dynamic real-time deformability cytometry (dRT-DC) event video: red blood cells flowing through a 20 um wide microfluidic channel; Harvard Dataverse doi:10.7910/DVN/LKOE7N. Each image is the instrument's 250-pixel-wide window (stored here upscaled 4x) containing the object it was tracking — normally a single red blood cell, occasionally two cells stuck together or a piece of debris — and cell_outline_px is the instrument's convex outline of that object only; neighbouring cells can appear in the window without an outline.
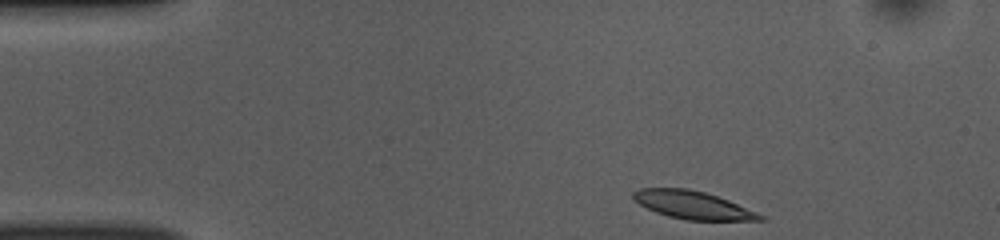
{"species": "common noctule bat (a hibernating species)", "species_latin": "Nyctalus noctula", "temperature_condition": "room temperature", "stored_images_in_passage": 45, "camera_frame_rate_fps": 3000, "um_per_image_px": 0.085, "animal": {"sex": "female", "body_mass_g": 10.0, "forearm_length_mm": 53.1}, "frame": {"image": 1, "passage_image": 1, "time_ms": 0.0, "image_size_px": [1000, 240], "cell_outline_px": [[768, 220], [684, 220], [668, 216], [656, 212], [632, 200], [632, 192], [640, 188], [688, 188], [704, 192], [728, 200], [756, 212], [764, 216]], "centroid_in_image_um": [58.85, 17.42], "position_along_channel_um": 26.1, "area_um2": 20.52}}
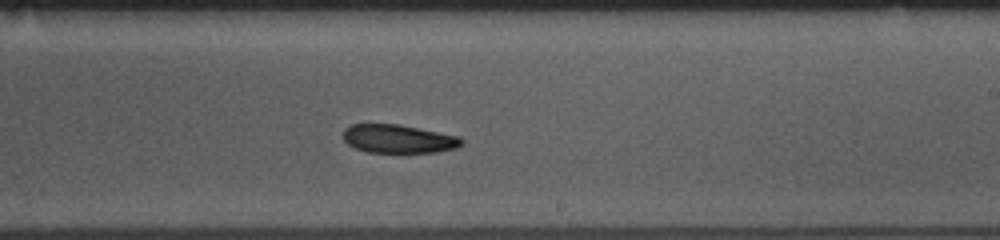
{"frame": {"image": 2, "passage_image": 24, "time_ms": 7.667, "image_size_px": [1000, 240], "cell_outline_px": [[464, 144], [456, 148], [436, 152], [368, 152], [356, 148], [348, 144], [344, 140], [344, 128], [352, 124], [396, 124], [460, 136], [464, 140]], "centroid_in_image_um": [33.89, 11.8], "position_along_channel_um": 255.1, "area_um2": 19.54}}
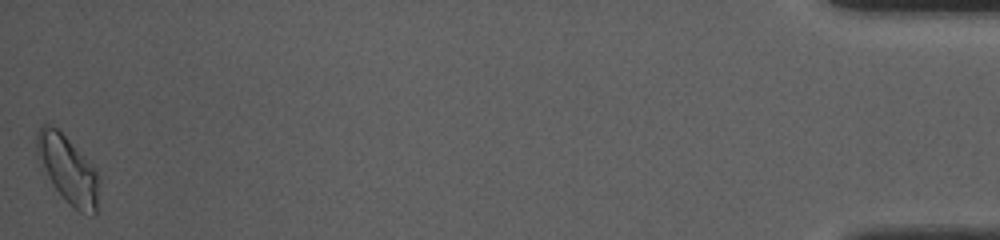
{"frame": {"image": 3, "passage_image": 45, "time_ms": 14.667, "image_size_px": [1000, 240], "cell_outline_px": [[96, 216], [80, 212], [68, 204], [56, 188], [48, 176], [36, 156], [36, 132], [44, 124], [48, 124], [56, 128], [68, 140], [96, 172]], "centroid_in_image_um": [5.7, 14.41], "position_along_channel_um": 429.5, "area_um2": 23.24}, "authors_computed_cell_mechanics": {"area_um2": 21.097, "velocity_mm_per_s": 3.8128, "shape_relaxation_time_tau1_ms": 8.2977, "shape_relaxation_time_tau2_ms": null, "deformation_change_tau1": 0.1478, "deformation_change_tau2": null}}